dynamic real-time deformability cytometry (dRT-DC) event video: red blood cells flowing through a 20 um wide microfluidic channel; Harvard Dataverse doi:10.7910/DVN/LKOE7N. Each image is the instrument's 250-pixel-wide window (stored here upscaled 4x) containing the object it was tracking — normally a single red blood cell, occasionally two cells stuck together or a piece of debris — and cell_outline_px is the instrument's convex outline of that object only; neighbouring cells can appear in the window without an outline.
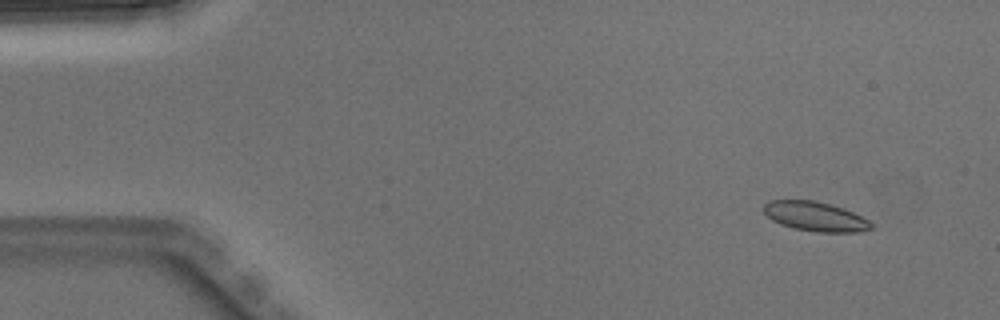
{"species": "Egyptian fruit bat (a non-hibernating species)", "species_latin": "Rousettus aegyptiacus", "temperature_condition": "warm", "stored_images_in_passage": 6, "camera_frame_rate_fps": 3000, "um_per_image_px": 0.085, "animal": {"sex": "male"}, "frame": {"image": 1, "passage_image": 1, "time_ms": 0.0, "image_size_px": [1000, 320], "cell_outline_px": [[872, 228], [860, 232], [816, 232], [796, 228], [780, 224], [772, 220], [764, 212], [764, 204], [768, 200], [816, 200], [844, 208], [868, 220], [872, 224]], "centroid_in_image_um": [69.29, 18.39], "position_along_channel_um": 15.7, "area_um2": 18.38}}
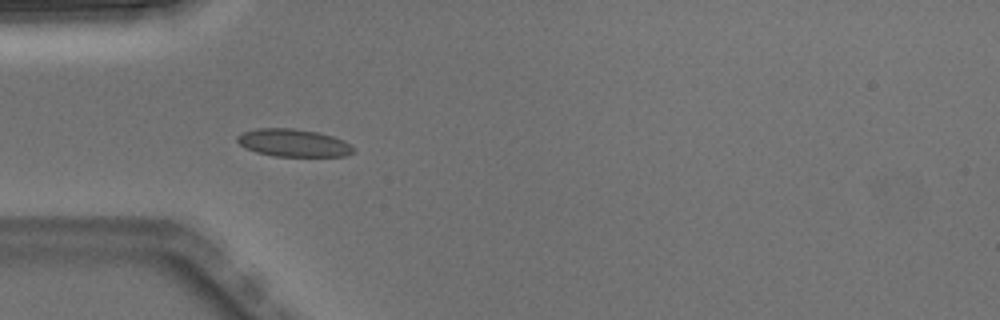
{"frame": {"image": 2, "passage_image": 4, "time_ms": 1.0, "image_size_px": [1000, 320], "cell_outline_px": [[356, 152], [344, 156], [276, 156], [256, 152], [244, 148], [236, 140], [236, 136], [244, 132], [256, 128], [292, 128], [316, 132], [332, 136], [344, 140], [356, 148]], "centroid_in_image_um": [24.95, 12.15], "position_along_channel_um": 60.0, "area_um2": 18.79}}